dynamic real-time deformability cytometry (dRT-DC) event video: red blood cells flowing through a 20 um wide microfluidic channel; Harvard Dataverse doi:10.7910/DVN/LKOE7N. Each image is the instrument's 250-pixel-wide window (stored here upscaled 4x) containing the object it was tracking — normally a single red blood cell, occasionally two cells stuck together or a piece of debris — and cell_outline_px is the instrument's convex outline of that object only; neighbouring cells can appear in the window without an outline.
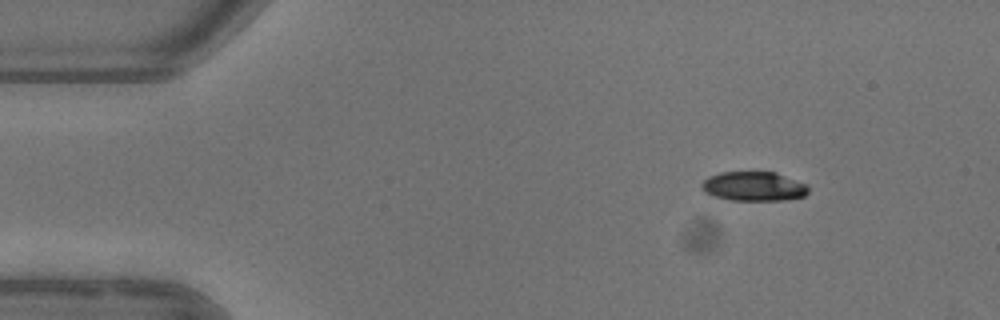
{"species": "common noctule bat (a hibernating species)", "species_latin": "Nyctalus noctula", "temperature_condition": "warm", "stored_images_in_passage": 4, "camera_frame_rate_fps": 3000, "um_per_image_px": 0.085, "animal": {"sex": "female"}, "frame": {"image": 1, "passage_image": 1, "time_ms": 0.0, "image_size_px": [1000, 320], "cell_outline_px": [[808, 192], [804, 196], [784, 200], [728, 200], [712, 196], [704, 192], [700, 188], [700, 184], [708, 176], [720, 172], [776, 172], [808, 184]], "centroid_in_image_um": [64.04, 15.84], "position_along_channel_um": 21.0, "area_um2": 18.5}}
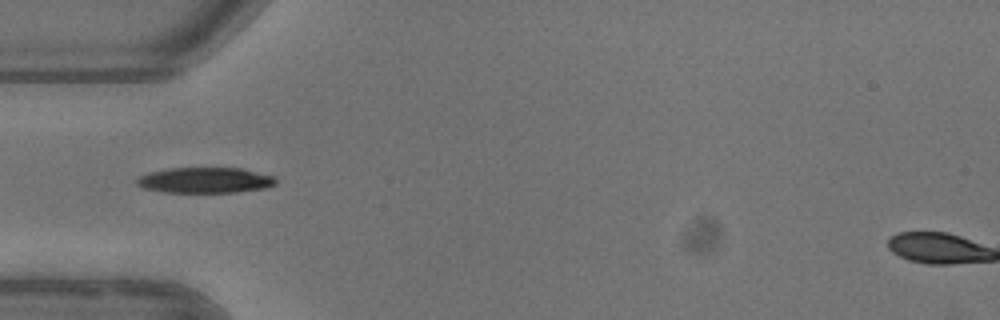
{"frame": {"image": 2, "passage_image": 4, "time_ms": 3.333, "image_size_px": [1000, 320], "cell_outline_px": [[276, 184], [264, 188], [236, 192], [164, 192], [144, 188], [136, 184], [136, 180], [140, 176], [152, 172], [172, 168], [240, 168], [272, 176], [276, 180]], "centroid_in_image_um": [17.43, 15.32], "position_along_channel_um": 67.6, "area_um2": 20.4}}